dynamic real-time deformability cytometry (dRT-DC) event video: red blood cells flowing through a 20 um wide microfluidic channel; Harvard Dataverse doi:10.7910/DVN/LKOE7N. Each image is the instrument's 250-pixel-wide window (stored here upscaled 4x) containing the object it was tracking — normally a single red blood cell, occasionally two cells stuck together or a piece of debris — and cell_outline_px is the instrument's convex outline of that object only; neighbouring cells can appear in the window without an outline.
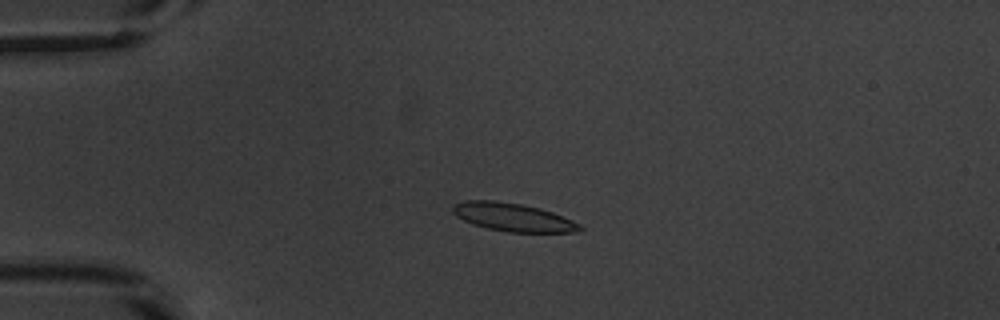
{"species": "common noctule bat (a hibernating species)", "species_latin": "Nyctalus noctula", "temperature_condition": "warm", "stored_images_in_passage": 54, "camera_frame_rate_fps": 3000, "um_per_image_px": 0.085, "animal": {"sex": "male", "body_mass_g": 20.1, "forearm_length_mm": 53.5}, "frame": {"image": 1, "passage_image": 14, "time_ms": 4.333, "image_size_px": [1000, 320], "cell_outline_px": [[584, 228], [580, 232], [508, 232], [488, 228], [472, 224], [456, 216], [452, 212], [452, 204], [464, 200], [496, 200], [520, 204], [540, 208], [552, 212], [572, 220], [580, 224]], "centroid_in_image_um": [43.59, 18.46], "position_along_channel_um": 41.4, "area_um2": 20.98}}
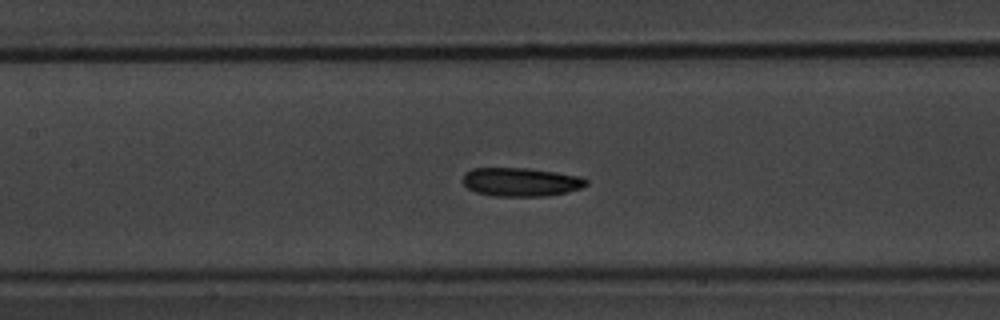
{"frame": {"image": 2, "passage_image": 26, "time_ms": 8.333, "image_size_px": [1000, 320], "cell_outline_px": [[588, 184], [580, 188], [564, 192], [544, 196], [496, 196], [476, 192], [468, 188], [464, 184], [464, 172], [472, 168], [528, 168], [556, 172], [580, 176], [588, 180]], "centroid_in_image_um": [44.27, 15.46], "position_along_channel_um": 163.1, "area_um2": 20.46}}
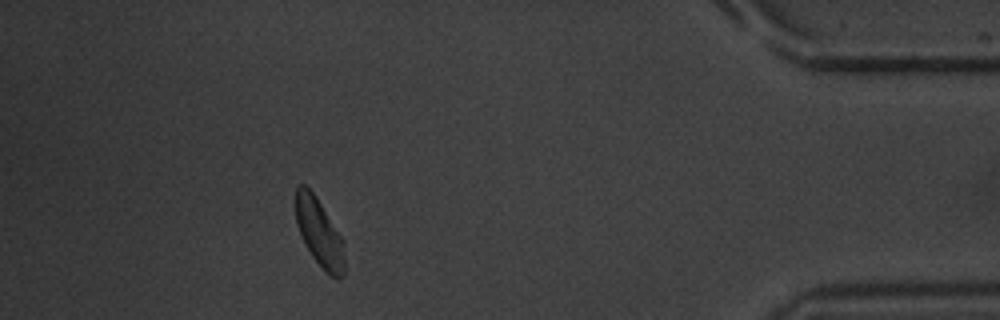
{"frame": {"image": 3, "passage_image": 49, "time_ms": 16.0, "image_size_px": [1000, 320], "cell_outline_px": [[344, 276], [340, 280], [336, 280], [312, 256], [296, 224], [296, 184], [304, 184], [316, 196], [344, 240]], "centroid_in_image_um": [27.17, 19.76], "position_along_channel_um": 408.0, "area_um2": 19.13}, "authors_computed_cell_mechanics": {"area_um2": 20.3456, "velocity_mm_per_s": 3.8175, "shape_relaxation_time_tau1_ms": 2.5043, "shape_relaxation_time_tau2_ms": 3.4718, "deformation_change_tau1": 0.1028, "deformation_change_tau2": 0.1097}}